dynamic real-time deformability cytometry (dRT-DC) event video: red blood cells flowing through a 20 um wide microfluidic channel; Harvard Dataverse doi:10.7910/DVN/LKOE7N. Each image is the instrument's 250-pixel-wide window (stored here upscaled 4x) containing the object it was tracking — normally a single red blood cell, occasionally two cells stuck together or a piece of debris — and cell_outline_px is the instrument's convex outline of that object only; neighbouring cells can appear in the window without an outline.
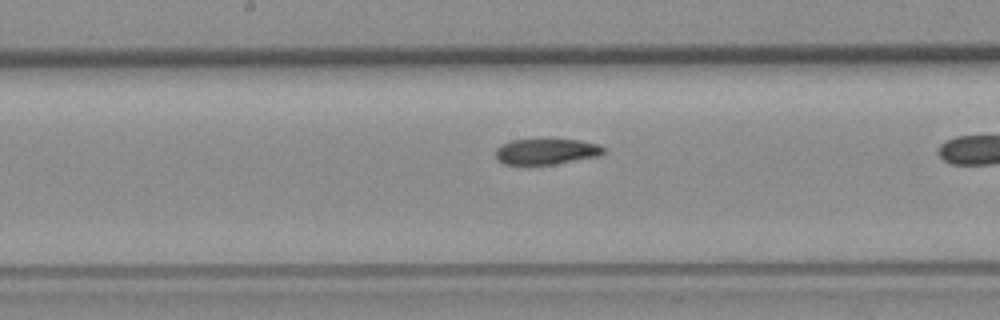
{"species": "common noctule bat (a hibernating species)", "species_latin": "Nyctalus noctula", "temperature_condition": "room temperature", "stored_images_in_passage": 26, "camera_frame_rate_fps": 3000, "um_per_image_px": 0.085, "animal": {"sex": "female", "body_mass_g": 19.3, "forearm_length_mm": 54.1}, "frame": {"image": 1, "passage_image": 19, "time_ms": 6.0, "image_size_px": [1000, 320], "cell_outline_px": [[604, 152], [600, 156], [552, 164], [504, 164], [496, 160], [496, 148], [512, 140], [580, 140], [596, 144], [604, 148]], "centroid_in_image_um": [46.43, 12.89], "position_along_channel_um": 201.8, "area_um2": 15.9}}
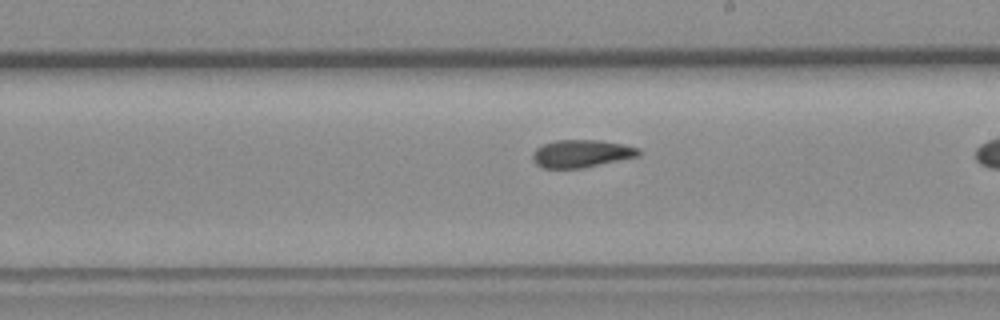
{"frame": {"image": 2, "passage_image": 22, "time_ms": 7.0, "image_size_px": [1000, 320], "cell_outline_px": [[640, 156], [584, 168], [544, 168], [536, 164], [532, 160], [532, 152], [536, 148], [544, 144], [556, 140], [600, 140], [624, 144], [640, 148]], "centroid_in_image_um": [49.43, 13.05], "position_along_channel_um": 239.6, "area_um2": 17.28}}